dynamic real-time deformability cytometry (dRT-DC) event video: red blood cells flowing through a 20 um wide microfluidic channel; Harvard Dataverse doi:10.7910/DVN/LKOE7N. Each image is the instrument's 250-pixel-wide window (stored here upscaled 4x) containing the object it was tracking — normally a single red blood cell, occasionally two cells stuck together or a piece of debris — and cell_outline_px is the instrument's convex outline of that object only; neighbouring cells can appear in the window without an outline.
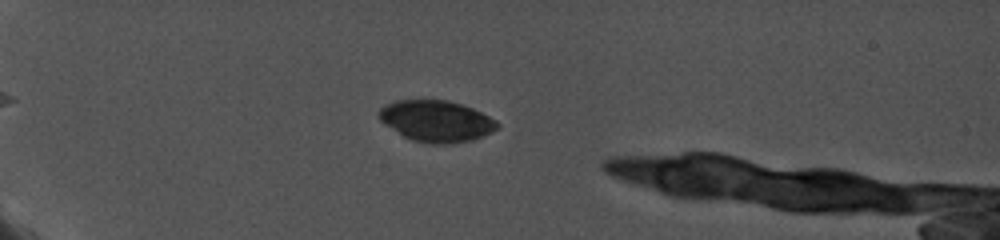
{"species": "common noctule bat (a hibernating species)", "species_latin": "Nyctalus noctula", "temperature_condition": "cold", "stored_images_in_passage": 7, "camera_frame_rate_fps": 5000, "um_per_image_px": 0.085, "animal": {"sex": "female", "body_mass_g": 19.0, "forearm_length_mm": 56.7}, "frame": {"image": 1, "passage_image": 4, "time_ms": 1.6, "image_size_px": [1000, 240], "cell_outline_px": [[500, 128], [492, 132], [472, 140], [452, 144], [432, 144], [412, 140], [404, 136], [384, 124], [380, 120], [376, 112], [380, 108], [396, 100], [448, 100], [472, 108], [496, 120], [500, 124]], "centroid_in_image_um": [37.09, 10.3], "position_along_channel_um": 47.9, "area_um2": 28.55}}